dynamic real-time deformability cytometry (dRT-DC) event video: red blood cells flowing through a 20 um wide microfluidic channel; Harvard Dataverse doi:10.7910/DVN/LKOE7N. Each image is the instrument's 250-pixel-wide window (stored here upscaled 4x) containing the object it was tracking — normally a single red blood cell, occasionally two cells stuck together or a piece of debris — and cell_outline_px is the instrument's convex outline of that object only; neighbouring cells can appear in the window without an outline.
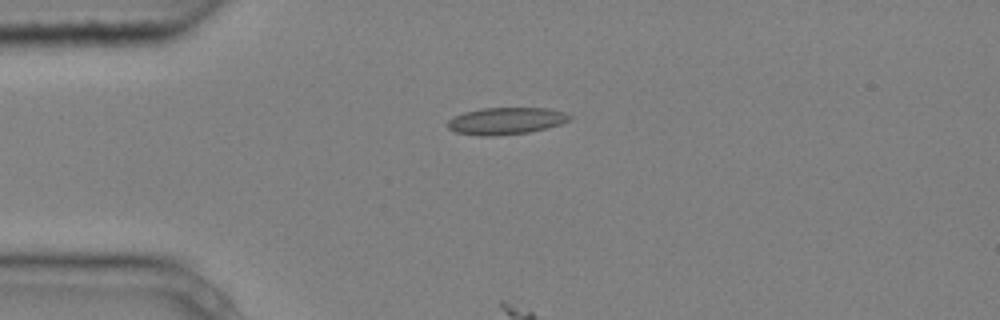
{"species": "common noctule bat (a hibernating species)", "species_latin": "Nyctalus noctula", "temperature_condition": "cold", "stored_images_in_passage": 2, "camera_frame_rate_fps": 3000, "um_per_image_px": 0.085, "animal": {"sex": "male", "body_mass_g": 20.4}, "frame": {"image": 1, "passage_image": 1, "time_ms": 0.0, "image_size_px": [1000, 320], "cell_outline_px": [[572, 120], [548, 128], [532, 132], [496, 136], [480, 136], [456, 132], [448, 128], [448, 120], [464, 112], [480, 108], [548, 108], [564, 112], [572, 116]], "centroid_in_image_um": [43.05, 10.28], "position_along_channel_um": 41.9, "area_um2": 19.36}}